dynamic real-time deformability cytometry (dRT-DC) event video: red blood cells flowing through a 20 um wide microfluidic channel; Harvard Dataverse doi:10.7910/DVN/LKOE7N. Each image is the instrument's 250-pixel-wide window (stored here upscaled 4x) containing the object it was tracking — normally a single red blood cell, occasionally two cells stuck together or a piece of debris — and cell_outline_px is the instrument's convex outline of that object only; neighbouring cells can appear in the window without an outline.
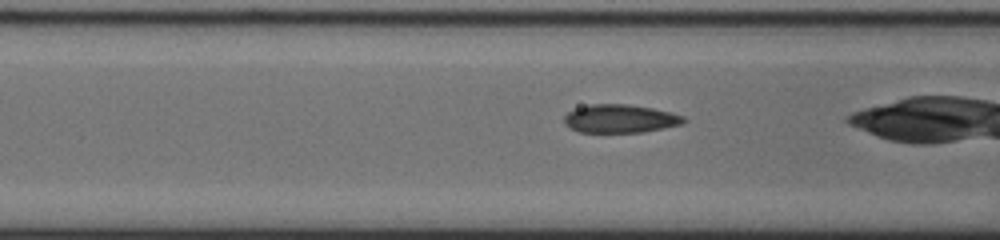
{"species": "common noctule bat (a hibernating species)", "species_latin": "Nyctalus noctula", "temperature_condition": "cold", "stored_images_in_passage": 36, "camera_frame_rate_fps": 3000, "um_per_image_px": 0.085, "animal": {"sex": "male", "body_mass_g": 20.0, "forearm_length_mm": 53.3}, "frame": {"image": 1, "passage_image": 15, "time_ms": 4.667, "image_size_px": [1000, 240], "cell_outline_px": [[688, 120], [680, 124], [644, 132], [580, 132], [572, 128], [564, 120], [564, 116], [568, 112], [576, 108], [592, 104], [628, 104], [652, 108], [684, 116]], "centroid_in_image_um": [52.72, 10.08], "position_along_channel_um": 113.9, "area_um2": 19.42}}
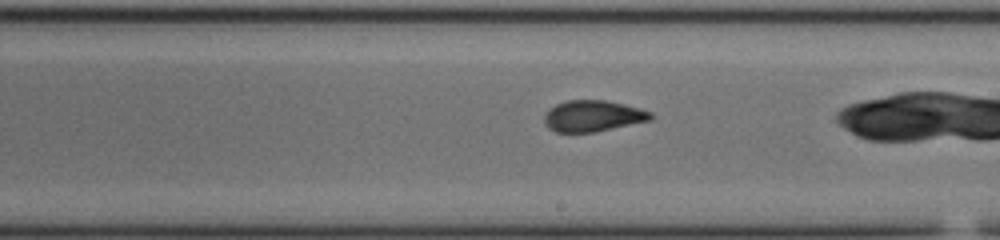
{"frame": {"image": 2, "passage_image": 25, "time_ms": 8.0, "image_size_px": [1000, 240], "cell_outline_px": [[652, 120], [596, 132], [556, 132], [548, 128], [544, 120], [544, 116], [556, 104], [568, 100], [604, 100], [624, 104], [652, 112]], "centroid_in_image_um": [50.42, 9.87], "position_along_channel_um": 238.6, "area_um2": 19.25}}
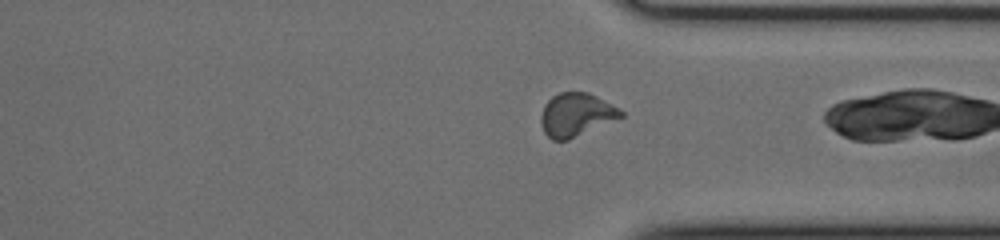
{"frame": {"image": 3, "passage_image": 35, "time_ms": 11.333, "image_size_px": [1000, 240], "cell_outline_px": [[624, 116], [568, 140], [552, 140], [544, 132], [540, 120], [540, 116], [544, 104], [552, 96], [560, 92], [588, 92], [596, 96], [624, 112]], "centroid_in_image_um": [48.94, 9.75], "position_along_channel_um": 362.5, "area_um2": 20.0}}